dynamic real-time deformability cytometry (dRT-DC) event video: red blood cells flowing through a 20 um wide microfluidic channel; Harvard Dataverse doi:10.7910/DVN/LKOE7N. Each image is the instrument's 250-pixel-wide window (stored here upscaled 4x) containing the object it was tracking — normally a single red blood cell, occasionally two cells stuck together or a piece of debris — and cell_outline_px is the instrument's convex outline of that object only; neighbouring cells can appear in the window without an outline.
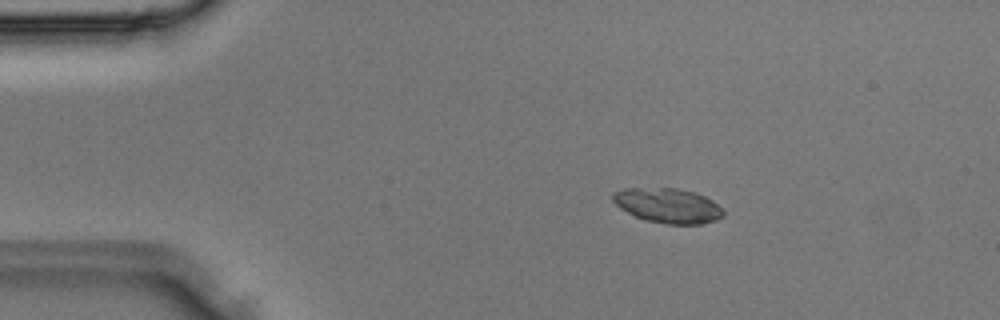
{"species": "Egyptian fruit bat (a non-hibernating species)", "species_latin": "Rousettus aegyptiacus", "temperature_condition": "room temperature", "stored_images_in_passage": 2, "camera_frame_rate_fps": 3000, "um_per_image_px": 0.085, "animal": {"sex": "male"}, "frame": {"image": 1, "passage_image": 1, "time_ms": 0.0, "image_size_px": [1000, 320], "cell_outline_px": [[724, 216], [716, 220], [700, 224], [668, 224], [648, 220], [636, 216], [620, 208], [612, 200], [612, 192], [624, 188], [676, 188], [692, 192], [704, 196], [712, 200], [724, 212]], "centroid_in_image_um": [56.75, 17.47], "position_along_channel_um": 28.2, "area_um2": 22.14}}